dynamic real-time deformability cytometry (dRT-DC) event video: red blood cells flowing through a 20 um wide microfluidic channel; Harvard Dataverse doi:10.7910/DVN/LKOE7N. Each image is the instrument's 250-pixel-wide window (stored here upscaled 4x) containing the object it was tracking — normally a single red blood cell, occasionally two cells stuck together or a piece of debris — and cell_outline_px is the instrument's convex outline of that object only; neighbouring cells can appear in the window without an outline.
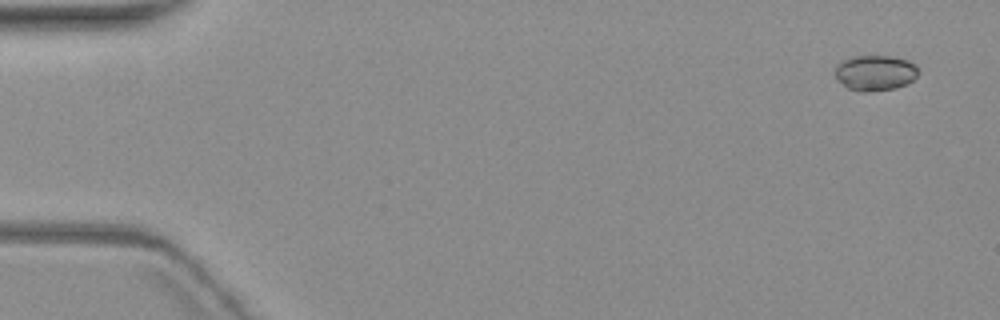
{"species": "common noctule bat (a hibernating species)", "species_latin": "Nyctalus noctula", "temperature_condition": "warm", "stored_images_in_passage": 6, "camera_frame_rate_fps": 3000, "um_per_image_px": 0.085, "animal": {"sex": "female", "body_mass_g": 19.3, "forearm_length_mm": 54.1}, "frame": {"image": 1, "passage_image": 1, "time_ms": 0.0, "image_size_px": [1000, 320], "cell_outline_px": [[920, 72], [908, 84], [896, 88], [864, 92], [848, 88], [836, 80], [836, 64], [840, 60], [852, 56], [892, 56], [908, 60], [916, 64], [920, 68]], "centroid_in_image_um": [74.41, 6.18], "position_along_channel_um": 10.6, "area_um2": 17.51}}